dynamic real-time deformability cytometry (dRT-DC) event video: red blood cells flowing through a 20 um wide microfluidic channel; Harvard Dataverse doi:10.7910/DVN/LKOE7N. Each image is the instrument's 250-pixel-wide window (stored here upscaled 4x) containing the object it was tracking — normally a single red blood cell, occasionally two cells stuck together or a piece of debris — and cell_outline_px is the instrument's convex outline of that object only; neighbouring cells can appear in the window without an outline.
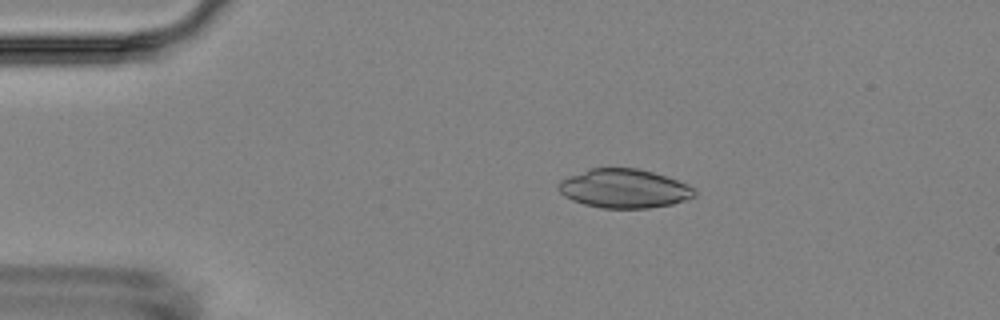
{"species": "Egyptian fruit bat (a non-hibernating species)", "species_latin": "Rousettus aegyptiacus", "temperature_condition": "room temperature", "stored_images_in_passage": 5, "camera_frame_rate_fps": 3000, "um_per_image_px": 0.085, "animal": {"sex": "female"}, "frame": {"image": 1, "passage_image": 1, "time_ms": 0.0, "image_size_px": [1000, 320], "cell_outline_px": [[696, 196], [672, 204], [648, 208], [600, 208], [584, 204], [572, 200], [564, 196], [556, 188], [560, 180], [588, 168], [636, 168], [652, 172], [688, 184], [696, 192]], "centroid_in_image_um": [53.01, 16.03], "position_along_channel_um": 32.0, "area_um2": 30.81}}
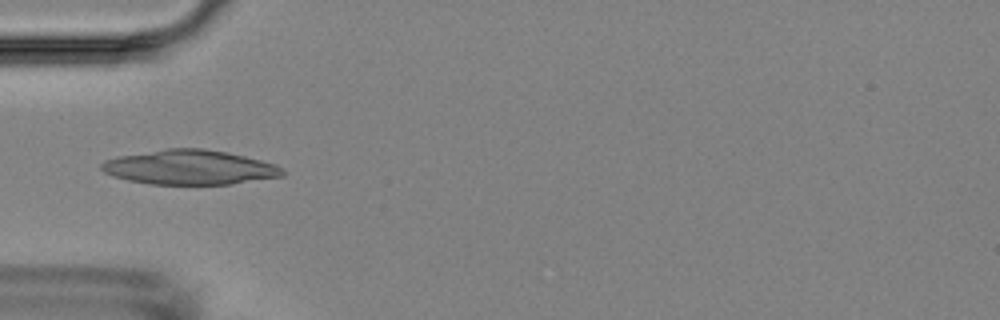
{"frame": {"image": 2, "passage_image": 3, "time_ms": 2.333, "image_size_px": [1000, 320], "cell_outline_px": [[284, 176], [232, 184], [148, 184], [128, 180], [112, 176], [104, 172], [100, 168], [100, 164], [104, 160], [120, 156], [168, 148], [204, 148], [228, 152], [276, 164], [284, 168]], "centroid_in_image_um": [16.14, 14.22], "position_along_channel_um": 68.9, "area_um2": 36.59}}
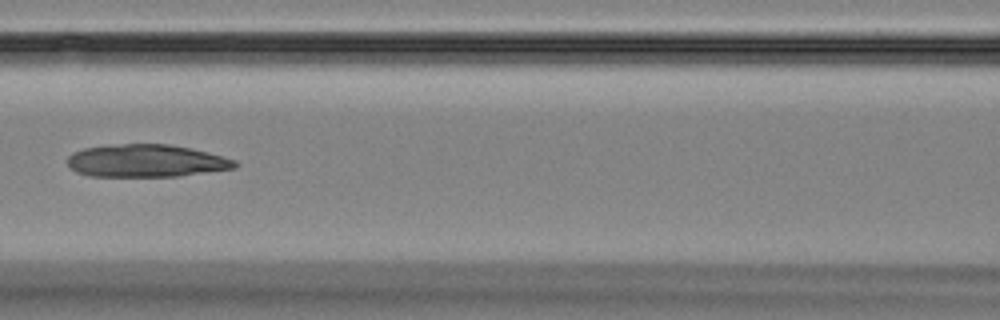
{"frame": {"image": 3, "passage_image": 5, "time_ms": 4.667, "image_size_px": [1000, 320], "cell_outline_px": [[240, 164], [236, 168], [176, 176], [88, 176], [76, 172], [68, 164], [68, 156], [72, 152], [84, 148], [112, 144], [168, 144], [208, 152], [236, 160]], "centroid_in_image_um": [12.42, 13.67], "position_along_channel_um": 154.2, "area_um2": 31.79}}